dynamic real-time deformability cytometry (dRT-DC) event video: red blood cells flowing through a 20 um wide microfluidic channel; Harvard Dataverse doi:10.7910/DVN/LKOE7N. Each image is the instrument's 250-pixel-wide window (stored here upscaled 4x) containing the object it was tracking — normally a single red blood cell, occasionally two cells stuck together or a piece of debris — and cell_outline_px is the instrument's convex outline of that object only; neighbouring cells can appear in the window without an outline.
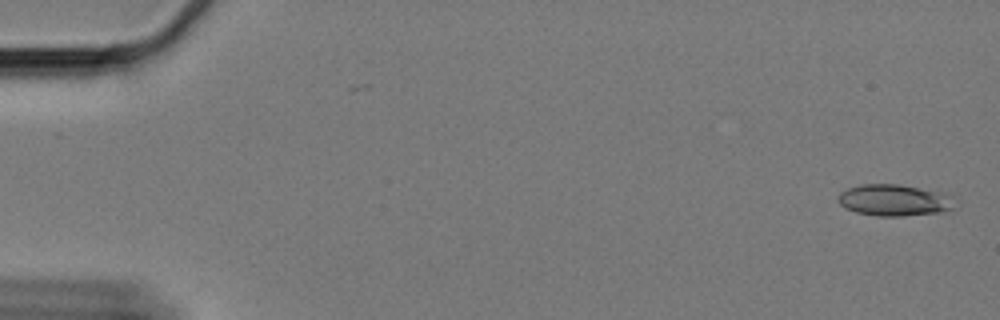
{"species": "Egyptian fruit bat (a non-hibernating species)", "species_latin": "Rousettus aegyptiacus", "temperature_condition": "cold", "stored_images_in_passage": 57, "camera_frame_rate_fps": 3000, "um_per_image_px": 0.085, "animal": {"sex": "female"}, "frame": {"image": 1, "passage_image": 1, "time_ms": 0.0, "image_size_px": [1000, 320], "cell_outline_px": [[952, 208], [936, 212], [904, 216], [876, 216], [856, 212], [840, 204], [836, 200], [840, 192], [848, 188], [860, 184], [896, 184], [916, 188], [932, 192]], "centroid_in_image_um": [75.69, 17.03], "position_along_channel_um": 9.3, "area_um2": 19.88}}
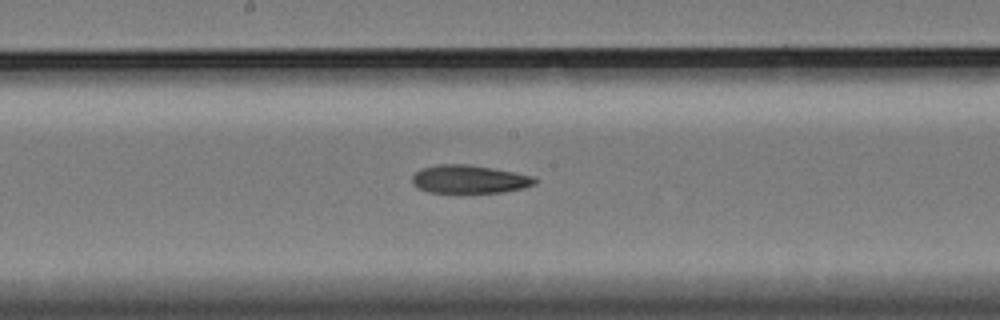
{"frame": {"image": 2, "passage_image": 32, "time_ms": 10.333, "image_size_px": [1000, 320], "cell_outline_px": [[536, 184], [524, 188], [504, 192], [460, 196], [428, 192], [416, 188], [412, 184], [412, 176], [420, 168], [436, 164], [468, 164], [492, 168], [536, 176]], "centroid_in_image_um": [39.86, 15.29], "position_along_channel_um": 208.3, "area_um2": 21.44}}
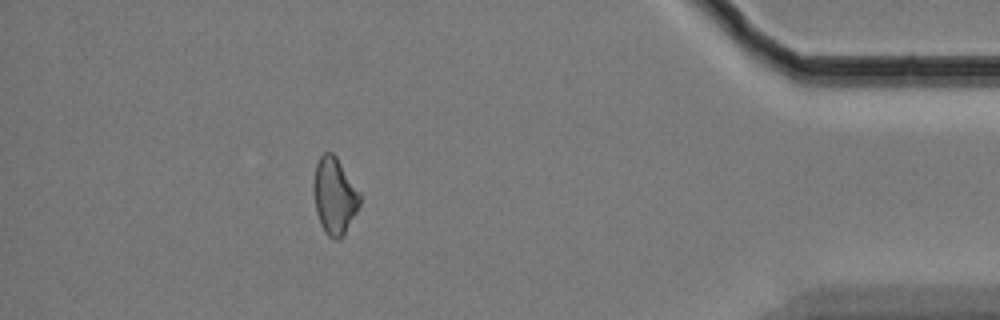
{"frame": {"image": 3, "passage_image": 54, "time_ms": 17.667, "image_size_px": [1000, 320], "cell_outline_px": [[360, 204], [344, 236], [340, 240], [336, 240], [328, 236], [324, 232], [320, 224], [316, 212], [312, 192], [312, 184], [316, 164], [320, 156], [324, 152], [332, 152], [336, 156], [360, 192]], "centroid_in_image_um": [28.41, 16.67], "position_along_channel_um": 406.8, "area_um2": 20.98}}